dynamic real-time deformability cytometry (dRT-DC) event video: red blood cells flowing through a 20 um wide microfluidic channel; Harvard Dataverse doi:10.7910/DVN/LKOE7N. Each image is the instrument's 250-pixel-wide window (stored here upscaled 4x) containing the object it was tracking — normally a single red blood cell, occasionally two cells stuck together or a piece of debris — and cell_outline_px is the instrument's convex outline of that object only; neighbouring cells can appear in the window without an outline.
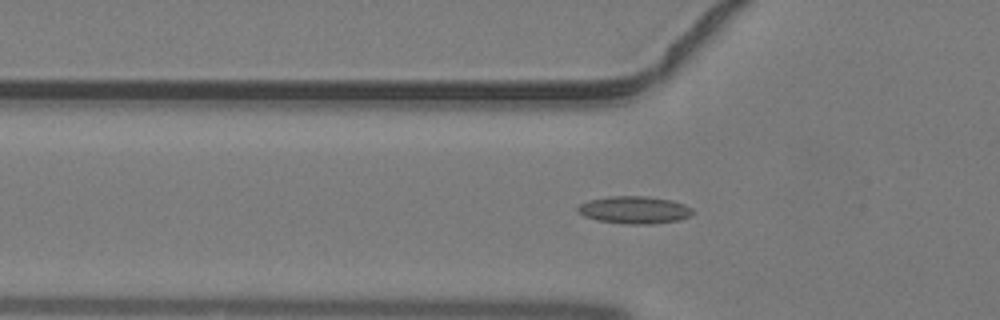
{"species": "common noctule bat (a hibernating species)", "species_latin": "Nyctalus noctula", "temperature_condition": "warm", "stored_images_in_passage": 46, "camera_frame_rate_fps": 3000, "um_per_image_px": 0.085, "animal": {"sex": "male", "body_mass_g": 19.2, "forearm_length_mm": 51.8}, "frame": {"image": 1, "passage_image": 16, "time_ms": 5.0, "image_size_px": [1000, 320], "cell_outline_px": [[692, 216], [680, 220], [652, 224], [632, 224], [596, 220], [584, 216], [576, 212], [576, 208], [580, 204], [588, 200], [612, 196], [648, 196], [672, 200], [684, 204], [692, 208]], "centroid_in_image_um": [53.93, 17.84], "position_along_channel_um": 71.9, "area_um2": 18.5}}
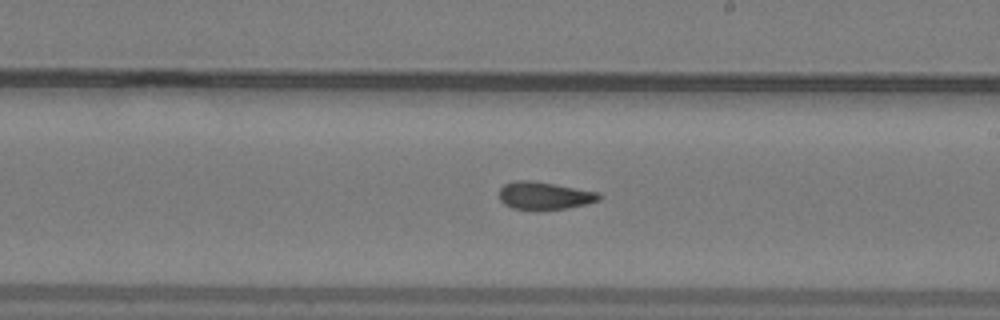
{"frame": {"image": 2, "passage_image": 27, "time_ms": 8.667, "image_size_px": [1000, 320], "cell_outline_px": [[600, 200], [568, 208], [532, 212], [512, 208], [504, 204], [500, 200], [500, 188], [504, 184], [516, 180], [532, 180], [556, 184], [600, 192]], "centroid_in_image_um": [46.25, 16.65], "position_along_channel_um": 242.7, "area_um2": 16.59}}
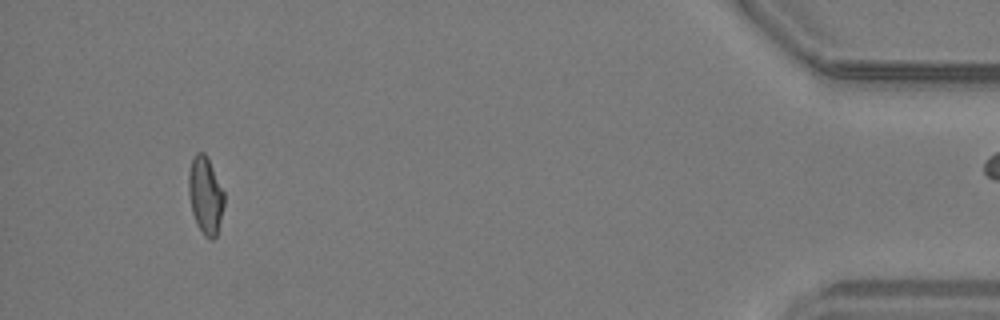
{"frame": {"image": 3, "passage_image": 43, "time_ms": 14.0, "image_size_px": [1000, 320], "cell_outline_px": [[224, 204], [216, 236], [212, 240], [208, 240], [204, 236], [192, 212], [188, 192], [188, 172], [192, 156], [196, 152], [204, 152], [208, 156], [224, 192]], "centroid_in_image_um": [17.45, 16.55], "position_along_channel_um": 417.8, "area_um2": 16.13}}